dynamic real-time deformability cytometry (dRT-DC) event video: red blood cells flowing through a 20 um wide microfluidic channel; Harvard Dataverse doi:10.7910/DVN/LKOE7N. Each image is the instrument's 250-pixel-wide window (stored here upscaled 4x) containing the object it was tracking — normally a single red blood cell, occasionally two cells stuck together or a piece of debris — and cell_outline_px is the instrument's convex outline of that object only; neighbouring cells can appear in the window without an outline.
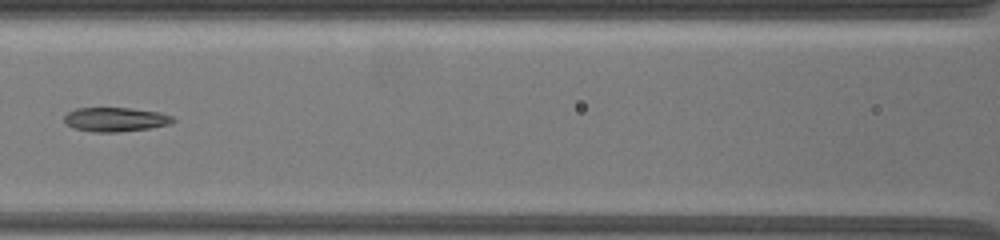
{"species": "common noctule bat (a hibernating species)", "species_latin": "Nyctalus noctula", "temperature_condition": "warm", "stored_images_in_passage": 40, "camera_frame_rate_fps": 3000, "um_per_image_px": 0.085, "animal": {"sex": "female", "body_mass_g": 19.5, "forearm_length_mm": 54.1}, "frame": {"image": 1, "passage_image": 16, "time_ms": 11.0, "image_size_px": [1000, 240], "cell_outline_px": [[176, 120], [172, 124], [152, 128], [116, 132], [92, 132], [72, 128], [64, 120], [64, 116], [68, 112], [76, 108], [128, 108], [160, 112], [172, 116]], "centroid_in_image_um": [9.84, 10.16], "position_along_channel_um": 156.8, "area_um2": 15.43}}
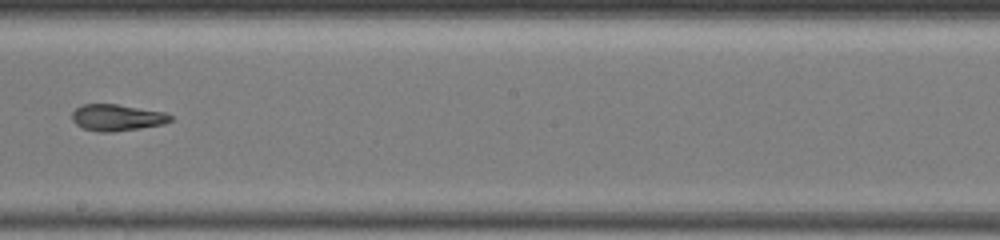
{"frame": {"image": 2, "passage_image": 19, "time_ms": 13.333, "image_size_px": [1000, 240], "cell_outline_px": [[172, 120], [164, 124], [140, 128], [112, 132], [96, 132], [84, 128], [76, 124], [72, 120], [72, 112], [76, 108], [84, 104], [116, 104], [164, 112], [172, 116]], "centroid_in_image_um": [9.93, 10.0], "position_along_channel_um": 238.3, "area_um2": 15.14}}
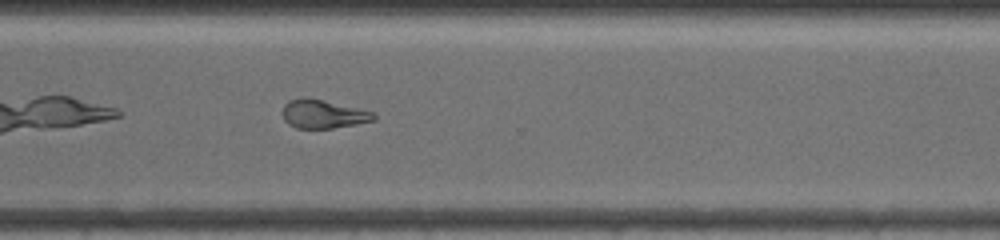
{"frame": {"image": 3, "passage_image": 26, "time_ms": 16.333, "image_size_px": [1000, 240], "cell_outline_px": [[376, 120], [356, 124], [332, 128], [296, 128], [288, 124], [284, 120], [284, 104], [292, 100], [304, 96], [376, 112]], "centroid_in_image_um": [27.5, 9.7], "position_along_channel_um": 343.1, "area_um2": 15.09}, "authors_computed_cell_mechanics": {"area_um2": 16.8776, "velocity_mm_per_s": 3.5009, "shape_relaxation_time_tau1_ms": null, "shape_relaxation_time_tau2_ms": 3.2199, "deformation_change_tau1": null, "deformation_change_tau2": 0.1237}}